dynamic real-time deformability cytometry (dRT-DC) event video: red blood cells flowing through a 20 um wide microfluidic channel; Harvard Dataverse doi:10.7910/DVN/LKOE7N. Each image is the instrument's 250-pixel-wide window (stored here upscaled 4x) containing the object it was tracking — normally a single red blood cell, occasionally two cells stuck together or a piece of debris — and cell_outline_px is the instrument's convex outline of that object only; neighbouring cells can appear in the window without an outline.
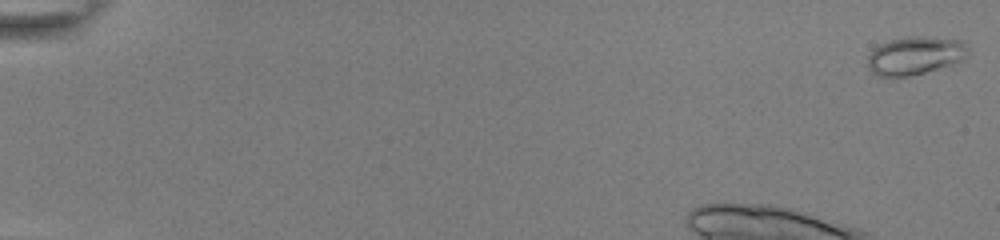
{"species": "common noctule bat (a hibernating species)", "species_latin": "Nyctalus noctula", "temperature_condition": "room temperature", "stored_images_in_passage": 16, "camera_frame_rate_fps": 3000, "um_per_image_px": 0.085, "animal": {"sex": "female", "body_mass_g": 22.0, "forearm_length_mm": 56.7}, "frame": {"image": 1, "passage_image": 1, "time_ms": 0.0, "image_size_px": [1000, 240], "cell_outline_px": [[968, 52], [964, 60], [952, 64], [924, 72], [908, 76], [876, 76], [868, 68], [868, 56], [880, 44], [892, 40], [908, 36], [928, 36], [960, 40], [968, 44]], "centroid_in_image_um": [77.81, 4.71], "position_along_channel_um": 7.2, "area_um2": 22.25}}